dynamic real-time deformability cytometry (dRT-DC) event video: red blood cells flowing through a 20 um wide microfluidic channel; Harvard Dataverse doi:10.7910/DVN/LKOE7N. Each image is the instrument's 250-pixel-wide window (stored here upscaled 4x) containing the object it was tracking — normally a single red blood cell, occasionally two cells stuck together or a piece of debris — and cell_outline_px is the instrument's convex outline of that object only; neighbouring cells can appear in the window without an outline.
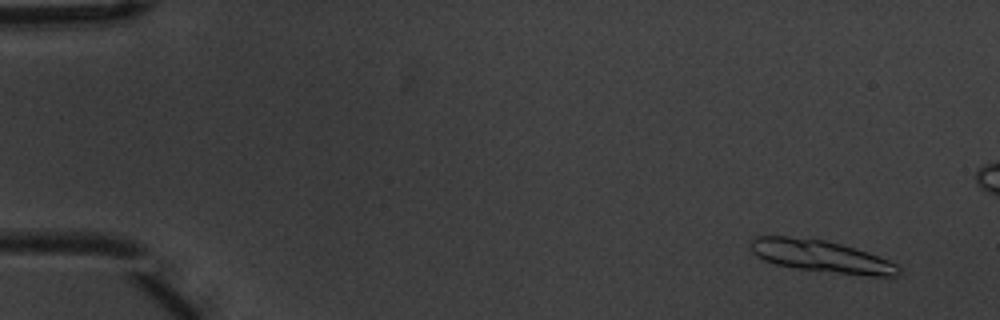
{"species": "common noctule bat (a hibernating species)", "species_latin": "Nyctalus noctula", "temperature_condition": "warm", "stored_images_in_passage": 5, "camera_frame_rate_fps": 3000, "um_per_image_px": 0.085, "animal": {"sex": "male", "body_mass_g": 20.1, "forearm_length_mm": 53.5}, "frame": {"image": 1, "passage_image": 1, "time_ms": 0.0, "image_size_px": [1000, 320], "cell_outline_px": [[904, 272], [896, 276], [864, 276], [796, 268], [776, 264], [764, 260], [756, 256], [752, 252], [748, 244], [756, 236], [788, 236], [824, 240], [840, 244], [868, 252], [888, 260], [904, 268]], "centroid_in_image_um": [69.84, 21.79], "position_along_channel_um": 15.2, "area_um2": 27.86}}